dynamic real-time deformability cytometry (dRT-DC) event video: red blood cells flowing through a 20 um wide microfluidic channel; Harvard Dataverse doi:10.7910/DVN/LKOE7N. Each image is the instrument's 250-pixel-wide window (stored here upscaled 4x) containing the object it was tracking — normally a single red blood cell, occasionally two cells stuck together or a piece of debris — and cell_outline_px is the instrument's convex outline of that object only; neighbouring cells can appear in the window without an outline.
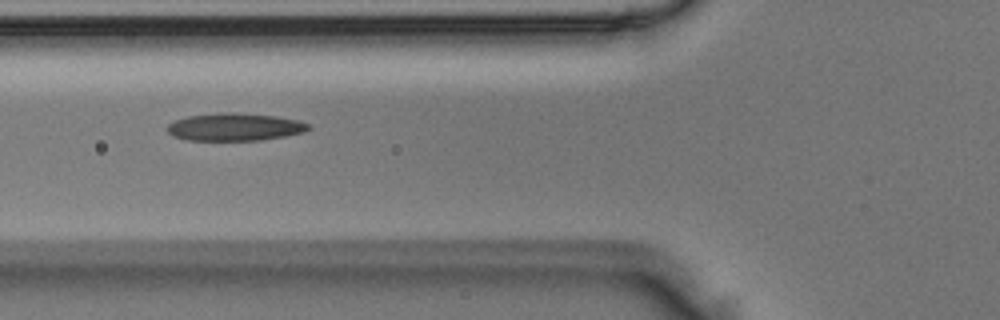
{"species": "Egyptian fruit bat (a non-hibernating species)", "species_latin": "Rousettus aegyptiacus", "temperature_condition": "room temperature", "stored_images_in_passage": 6, "camera_frame_rate_fps": 3000, "um_per_image_px": 0.085, "animal": {"sex": "male"}, "frame": {"image": 1, "passage_image": 5, "time_ms": 1.333, "image_size_px": [1000, 320], "cell_outline_px": [[312, 128], [308, 132], [260, 140], [188, 140], [172, 136], [168, 132], [168, 124], [176, 120], [188, 116], [216, 112], [236, 112], [276, 116], [300, 120], [308, 124]], "centroid_in_image_um": [20.0, 10.78], "position_along_channel_um": 105.8, "area_um2": 22.95}}
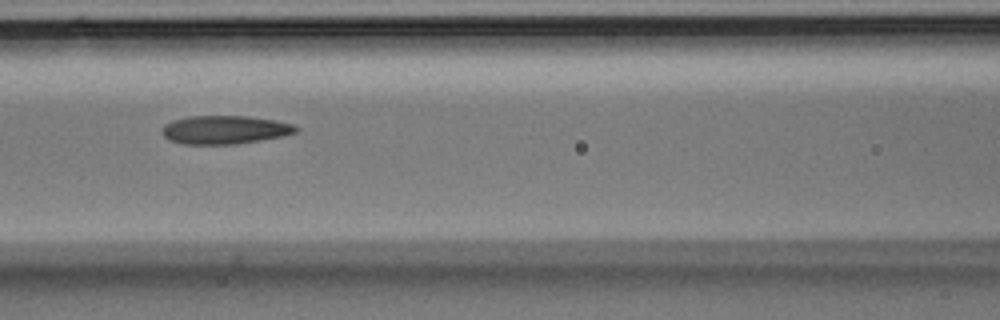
{"frame": {"image": 2, "passage_image": 6, "time_ms": 1.667, "image_size_px": [1000, 320], "cell_outline_px": [[300, 128], [296, 132], [280, 136], [260, 140], [236, 144], [184, 144], [168, 140], [160, 132], [164, 124], [172, 120], [188, 116], [248, 116], [276, 120], [292, 124]], "centroid_in_image_um": [19.06, 11.02], "position_along_channel_um": 147.5, "area_um2": 22.25}}